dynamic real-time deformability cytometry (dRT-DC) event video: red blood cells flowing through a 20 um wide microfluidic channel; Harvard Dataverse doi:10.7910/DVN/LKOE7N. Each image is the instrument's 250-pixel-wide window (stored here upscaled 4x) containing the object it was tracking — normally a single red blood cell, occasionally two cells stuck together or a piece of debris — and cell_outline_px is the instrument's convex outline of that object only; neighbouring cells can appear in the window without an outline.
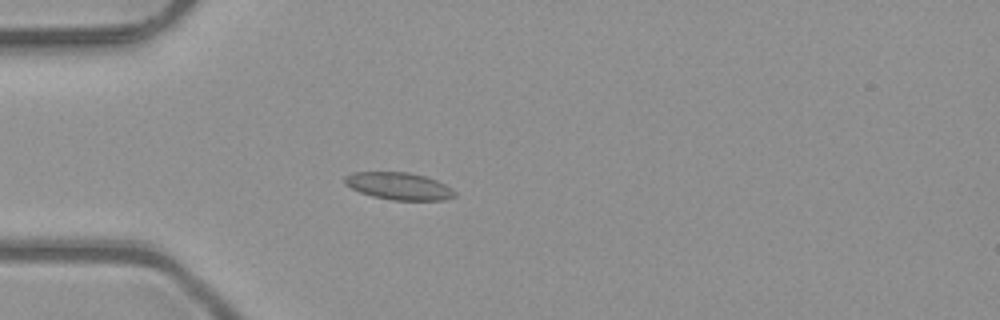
{"species": "common noctule bat (a hibernating species)", "species_latin": "Nyctalus noctula", "temperature_condition": "room temperature", "stored_images_in_passage": 5, "camera_frame_rate_fps": 3000, "um_per_image_px": 0.085, "animal": {"sex": "male", "body_mass_g": 23.1, "forearm_length_mm": 52.7}, "frame": {"image": 1, "passage_image": 5, "time_ms": 1.333, "image_size_px": [1000, 320], "cell_outline_px": [[456, 196], [444, 200], [392, 200], [372, 196], [360, 192], [344, 184], [344, 176], [352, 172], [408, 172], [424, 176], [436, 180], [452, 188], [456, 192]], "centroid_in_image_um": [33.9, 15.82], "position_along_channel_um": 51.1, "area_um2": 17.51}}